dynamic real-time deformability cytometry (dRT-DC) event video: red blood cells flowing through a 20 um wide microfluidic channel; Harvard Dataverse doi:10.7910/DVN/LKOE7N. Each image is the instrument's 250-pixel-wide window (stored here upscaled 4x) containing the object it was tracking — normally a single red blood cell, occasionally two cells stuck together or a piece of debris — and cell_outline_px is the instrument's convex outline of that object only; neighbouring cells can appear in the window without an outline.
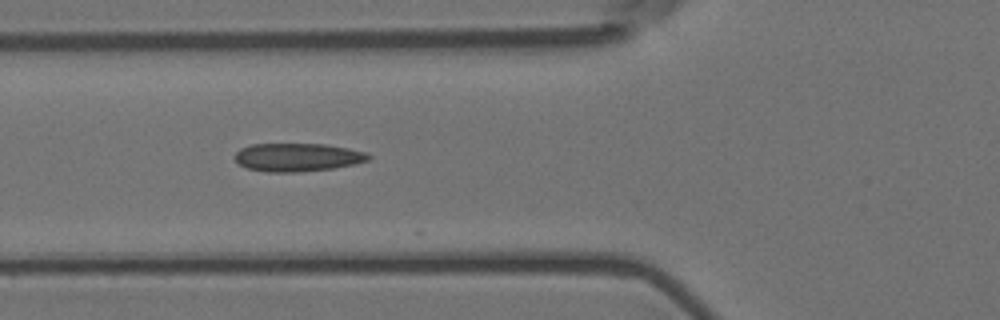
{"species": "Egyptian fruit bat (a non-hibernating species)", "species_latin": "Rousettus aegyptiacus", "temperature_condition": "room temperature", "stored_images_in_passage": 5, "camera_frame_rate_fps": 3000, "um_per_image_px": 0.085, "animal": {"sex": "female"}, "frame": {"image": 1, "passage_image": 4, "time_ms": 1.0, "image_size_px": [1000, 320], "cell_outline_px": [[372, 156], [368, 160], [352, 164], [332, 168], [300, 172], [268, 172], [248, 168], [240, 164], [236, 160], [236, 152], [240, 148], [252, 144], [324, 144], [348, 148], [368, 152]], "centroid_in_image_um": [25.31, 13.36], "position_along_channel_um": 100.5, "area_um2": 21.85}}
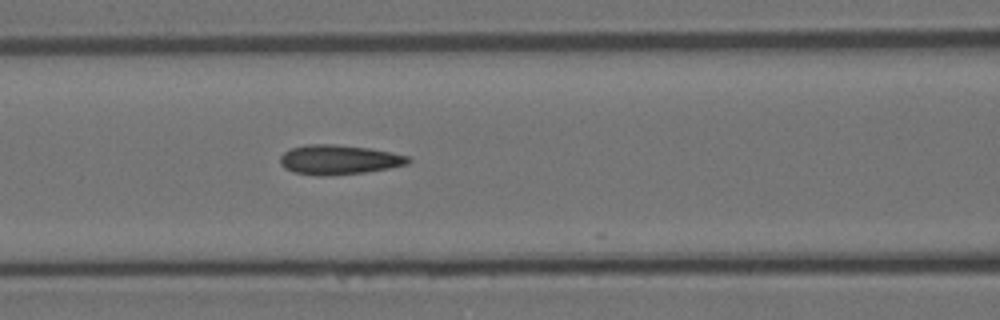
{"frame": {"image": 2, "passage_image": 5, "time_ms": 1.333, "image_size_px": [1000, 320], "cell_outline_px": [[412, 160], [408, 164], [388, 168], [364, 172], [324, 176], [320, 176], [296, 172], [284, 168], [280, 164], [280, 156], [284, 152], [292, 148], [308, 144], [336, 144], [368, 148], [408, 156]], "centroid_in_image_um": [28.78, 13.57], "position_along_channel_um": 137.8, "area_um2": 21.85}}